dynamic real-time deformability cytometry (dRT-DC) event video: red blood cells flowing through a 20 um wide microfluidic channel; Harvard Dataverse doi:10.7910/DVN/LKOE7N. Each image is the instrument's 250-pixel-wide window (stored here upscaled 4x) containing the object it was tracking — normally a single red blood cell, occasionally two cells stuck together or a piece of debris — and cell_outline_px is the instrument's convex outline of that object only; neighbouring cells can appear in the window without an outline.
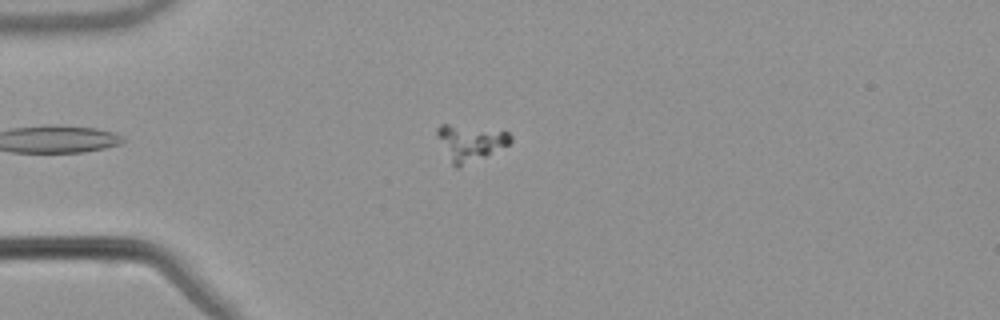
{"species": "common noctule bat (a hibernating species)", "species_latin": "Nyctalus noctula", "temperature_condition": "warm", "stored_images_in_passage": 53, "camera_frame_rate_fps": 3000, "um_per_image_px": 0.085, "animal": {"sex": "male", "body_mass_g": 21.5, "forearm_length_mm": 52.0}, "frame": {"image": 1, "passage_image": 13, "time_ms": 4.0, "image_size_px": [1000, 320], "cell_outline_px": [[512, 140], [508, 144], [484, 156], [456, 168], [452, 164], [436, 136], [436, 128], [440, 124], [448, 124], [508, 132], [512, 136]], "centroid_in_image_um": [39.92, 12.11], "position_along_channel_um": 45.1, "area_um2": 14.85}}
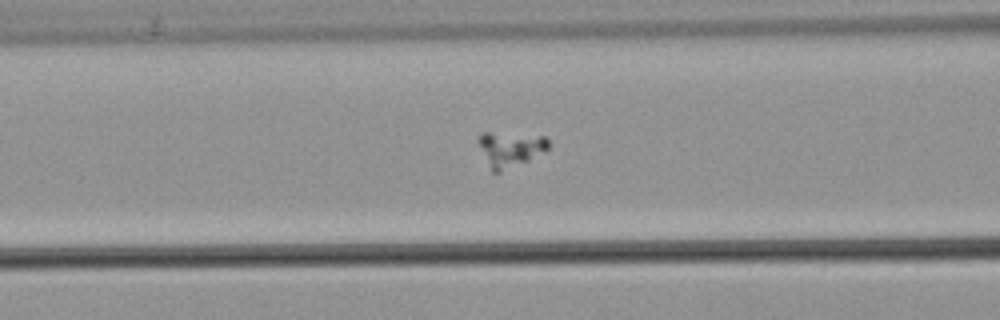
{"frame": {"image": 2, "passage_image": 21, "time_ms": 6.667, "image_size_px": [1000, 320], "cell_outline_px": [[548, 148], [528, 160], [500, 172], [492, 172], [476, 140], [480, 132], [488, 132], [544, 136], [548, 140]], "centroid_in_image_um": [43.31, 12.65], "position_along_channel_um": 123.3, "area_um2": 14.05}}
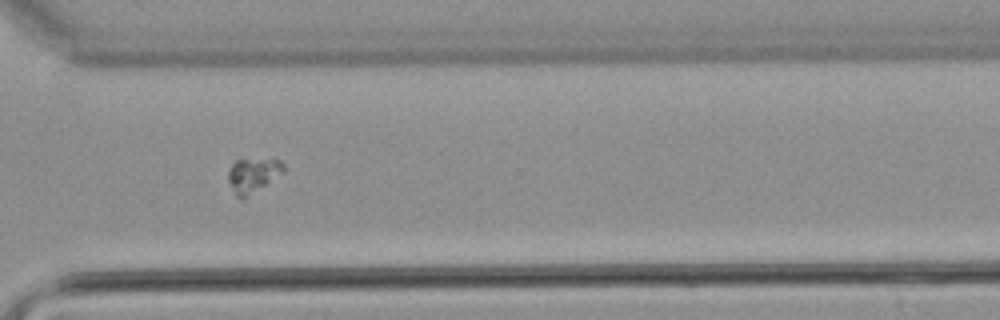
{"frame": {"image": 3, "passage_image": 39, "time_ms": 12.667, "image_size_px": [1000, 320], "cell_outline_px": [[284, 172], [244, 200], [236, 196], [228, 180], [228, 172], [232, 164], [236, 160], [272, 156], [280, 160], [284, 164]], "centroid_in_image_um": [21.54, 14.84], "position_along_channel_um": 349.1, "area_um2": 11.62}}